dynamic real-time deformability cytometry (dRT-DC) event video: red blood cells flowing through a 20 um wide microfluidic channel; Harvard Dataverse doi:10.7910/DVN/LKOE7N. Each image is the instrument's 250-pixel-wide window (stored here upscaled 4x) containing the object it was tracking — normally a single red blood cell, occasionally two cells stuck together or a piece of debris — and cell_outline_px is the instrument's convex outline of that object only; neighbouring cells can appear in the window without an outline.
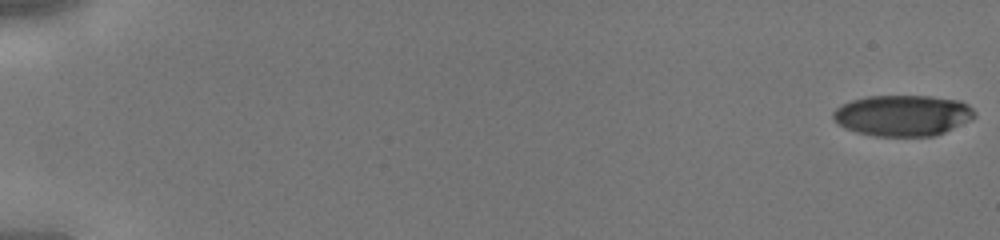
{"species": "human", "species_latin": "Homo sapiens", "temperature_condition": "cold", "stored_images_in_passage": 45, "camera_frame_rate_fps": 3000, "um_per_image_px": 0.085, "donor": {"sex": "male"}, "frame": {"image": 1, "passage_image": 1, "time_ms": 0.0, "image_size_px": [1000, 240], "cell_outline_px": [[976, 116], [972, 120], [944, 132], [932, 136], [876, 136], [856, 132], [844, 128], [832, 116], [832, 112], [836, 108], [852, 100], [868, 96], [932, 96], [960, 100], [968, 104], [976, 112]], "centroid_in_image_um": [76.77, 9.81], "position_along_channel_um": 8.2, "area_um2": 33.87}}
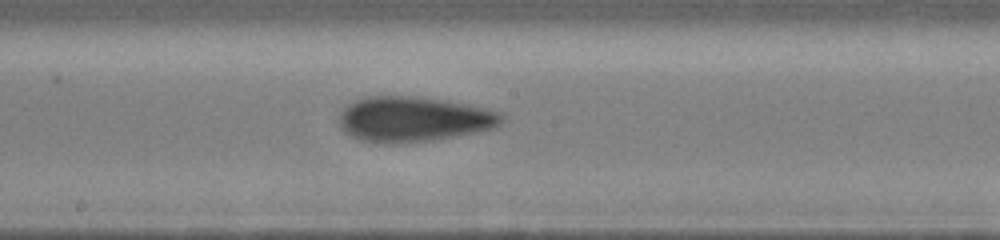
{"frame": {"image": 2, "passage_image": 26, "time_ms": 8.333, "image_size_px": [1000, 240], "cell_outline_px": [[504, 120], [500, 124], [492, 128], [476, 132], [432, 140], [388, 144], [380, 144], [360, 140], [348, 136], [340, 128], [340, 112], [348, 104], [356, 100], [368, 96], [416, 96], [444, 100], [484, 108], [500, 112], [504, 116]], "centroid_in_image_um": [35.1, 10.14], "position_along_channel_um": 213.1, "area_um2": 42.83}}
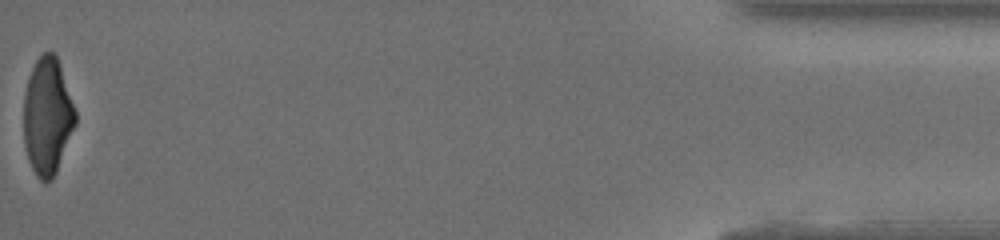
{"frame": {"image": 3, "passage_image": 45, "time_ms": 14.667, "image_size_px": [1000, 240], "cell_outline_px": [[76, 124], [56, 172], [52, 180], [44, 184], [36, 176], [28, 160], [24, 144], [24, 92], [28, 76], [36, 60], [44, 52], [52, 52], [56, 56], [76, 112]], "centroid_in_image_um": [4.01, 9.93], "position_along_channel_um": 431.2, "area_um2": 35.2}}